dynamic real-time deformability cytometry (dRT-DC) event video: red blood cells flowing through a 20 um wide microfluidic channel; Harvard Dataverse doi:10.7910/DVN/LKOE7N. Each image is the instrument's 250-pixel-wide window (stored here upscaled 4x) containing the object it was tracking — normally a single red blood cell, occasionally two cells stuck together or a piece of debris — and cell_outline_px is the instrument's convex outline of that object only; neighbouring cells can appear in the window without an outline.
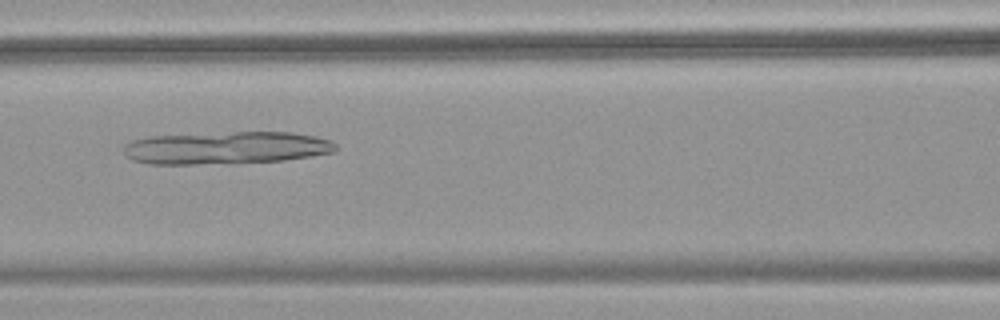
{"species": "common noctule bat (a hibernating species)", "species_latin": "Nyctalus noctula", "temperature_condition": "warm", "stored_images_in_passage": 40, "camera_frame_rate_fps": 3000, "um_per_image_px": 0.085, "animal": {"sex": "female", "body_mass_g": 18.4}, "frame": {"image": 1, "passage_image": 10, "time_ms": 3.0, "image_size_px": [1000, 320], "cell_outline_px": [[336, 152], [312, 156], [284, 160], [192, 164], [148, 164], [132, 160], [124, 156], [124, 144], [132, 140], [152, 136], [236, 132], [292, 132], [316, 136], [332, 140], [336, 144]], "centroid_in_image_um": [19.24, 12.56], "position_along_channel_um": 147.4, "area_um2": 40.17}}
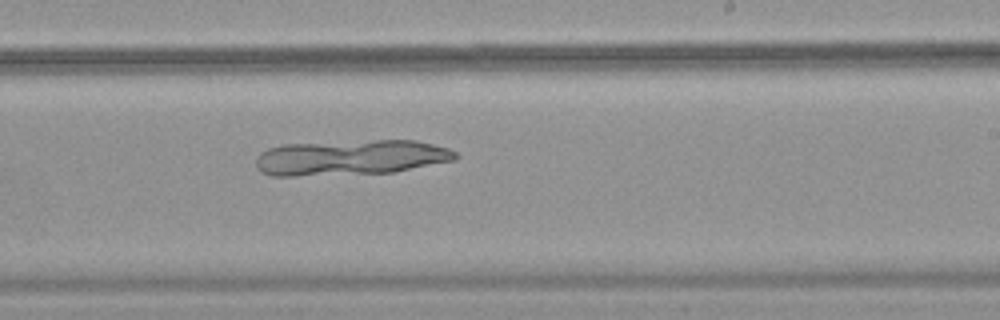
{"frame": {"image": 2, "passage_image": 19, "time_ms": 6.0, "image_size_px": [1000, 320], "cell_outline_px": [[460, 156], [456, 160], [392, 172], [296, 176], [272, 176], [260, 172], [256, 168], [256, 156], [260, 152], [268, 148], [280, 144], [376, 140], [416, 140], [448, 148], [456, 152]], "centroid_in_image_um": [29.77, 13.39], "position_along_channel_um": 259.2, "area_um2": 41.38}}
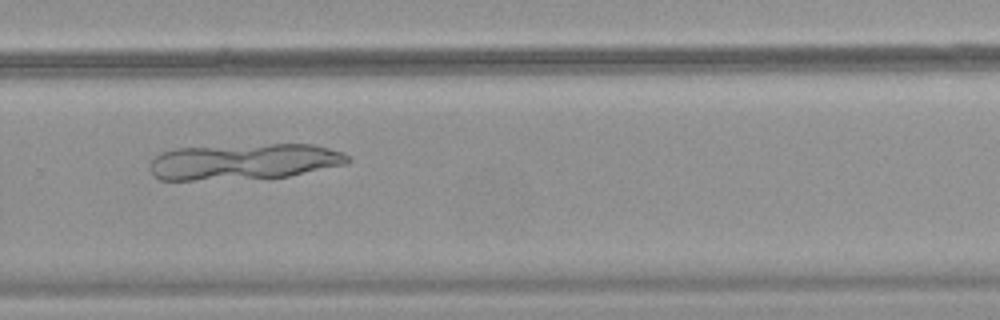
{"frame": {"image": 3, "passage_image": 23, "time_ms": 7.333, "image_size_px": [1000, 320], "cell_outline_px": [[352, 160], [348, 164], [288, 176], [192, 180], [160, 180], [148, 168], [148, 164], [160, 152], [176, 148], [268, 144], [316, 144], [344, 152]], "centroid_in_image_um": [20.77, 13.72], "position_along_channel_um": 309.0, "area_um2": 41.56}}